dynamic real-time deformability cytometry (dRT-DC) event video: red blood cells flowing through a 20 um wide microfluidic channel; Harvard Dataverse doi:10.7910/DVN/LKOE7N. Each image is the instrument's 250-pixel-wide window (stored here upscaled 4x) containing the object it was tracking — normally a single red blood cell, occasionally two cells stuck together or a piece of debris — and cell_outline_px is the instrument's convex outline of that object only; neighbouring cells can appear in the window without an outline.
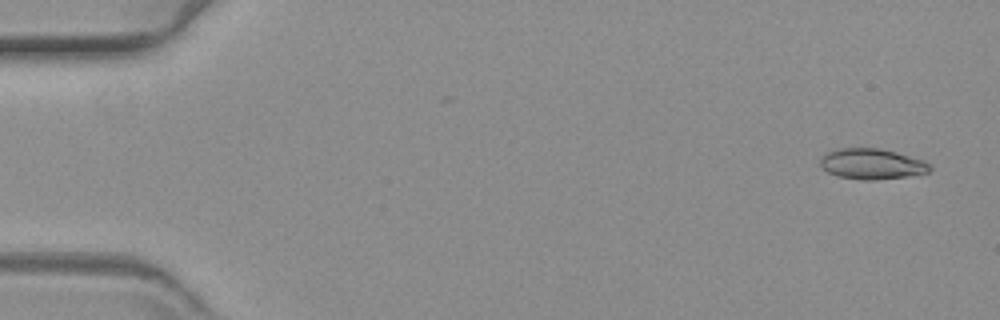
{"species": "common noctule bat (a hibernating species)", "species_latin": "Nyctalus noctula", "temperature_condition": "warm", "stored_images_in_passage": 58, "camera_frame_rate_fps": 3000, "um_per_image_px": 0.085, "animal": {"sex": "female", "body_mass_g": 19.3, "forearm_length_mm": 54.1}, "frame": {"image": 1, "passage_image": 3, "time_ms": 0.667, "image_size_px": [1000, 320], "cell_outline_px": [[932, 168], [928, 172], [904, 176], [876, 180], [860, 180], [836, 176], [828, 172], [820, 164], [820, 160], [828, 152], [840, 148], [880, 148], [896, 152], [924, 160], [932, 164]], "centroid_in_image_um": [74.13, 13.93], "position_along_channel_um": 10.9, "area_um2": 19.48}}
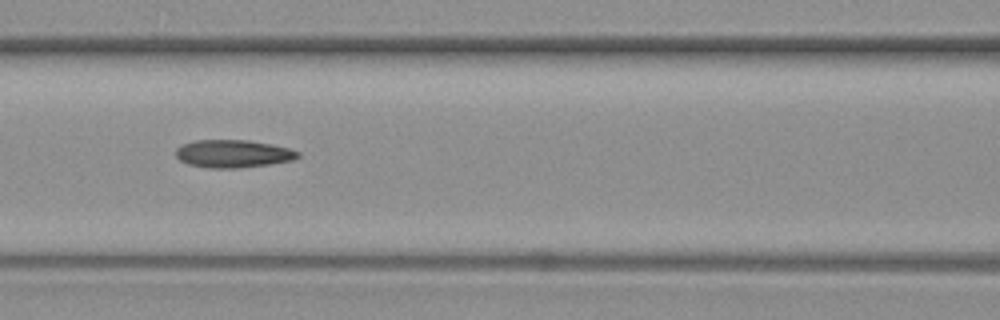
{"frame": {"image": 2, "passage_image": 26, "time_ms": 8.333, "image_size_px": [1000, 320], "cell_outline_px": [[300, 156], [292, 160], [268, 164], [236, 168], [208, 168], [188, 164], [180, 160], [176, 156], [176, 148], [180, 144], [196, 140], [248, 140], [272, 144], [288, 148], [300, 152]], "centroid_in_image_um": [19.78, 13.06], "position_along_channel_um": 146.8, "area_um2": 19.77}}
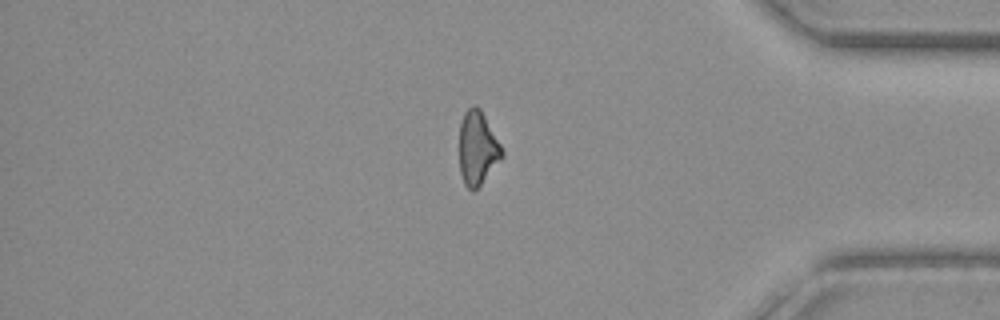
{"frame": {"image": 3, "passage_image": 49, "time_ms": 16.0, "image_size_px": [1000, 320], "cell_outline_px": [[504, 156], [480, 184], [472, 192], [464, 184], [460, 172], [460, 124], [464, 112], [472, 104], [476, 104], [480, 108], [500, 144], [504, 152]], "centroid_in_image_um": [40.58, 12.57], "position_along_channel_um": 394.6, "area_um2": 18.15}}